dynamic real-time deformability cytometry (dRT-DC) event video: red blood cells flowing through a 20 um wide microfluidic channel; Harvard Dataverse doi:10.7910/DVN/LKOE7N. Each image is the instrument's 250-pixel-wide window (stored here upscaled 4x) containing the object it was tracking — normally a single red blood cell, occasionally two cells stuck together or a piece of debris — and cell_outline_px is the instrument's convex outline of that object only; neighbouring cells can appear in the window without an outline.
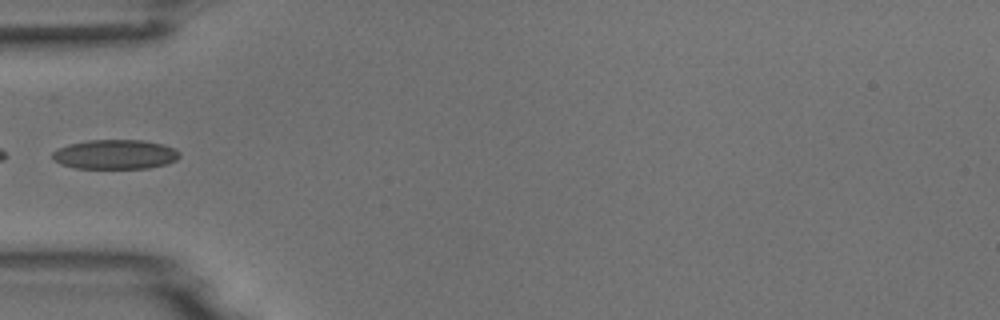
{"species": "common noctule bat (a hibernating species)", "species_latin": "Nyctalus noctula", "temperature_condition": "room temperature", "stored_images_in_passage": 6, "camera_frame_rate_fps": 3000, "um_per_image_px": 0.085, "animal": {"sex": "male", "body_mass_g": 18.8}, "frame": {"image": 1, "passage_image": 6, "time_ms": 5.667, "image_size_px": [1000, 320], "cell_outline_px": [[180, 156], [176, 160], [168, 164], [148, 168], [76, 168], [60, 164], [52, 160], [52, 152], [68, 144], [88, 140], [144, 140], [164, 144], [176, 148], [180, 152]], "centroid_in_image_um": [9.82, 13.12], "position_along_channel_um": 75.2, "area_um2": 22.08}}